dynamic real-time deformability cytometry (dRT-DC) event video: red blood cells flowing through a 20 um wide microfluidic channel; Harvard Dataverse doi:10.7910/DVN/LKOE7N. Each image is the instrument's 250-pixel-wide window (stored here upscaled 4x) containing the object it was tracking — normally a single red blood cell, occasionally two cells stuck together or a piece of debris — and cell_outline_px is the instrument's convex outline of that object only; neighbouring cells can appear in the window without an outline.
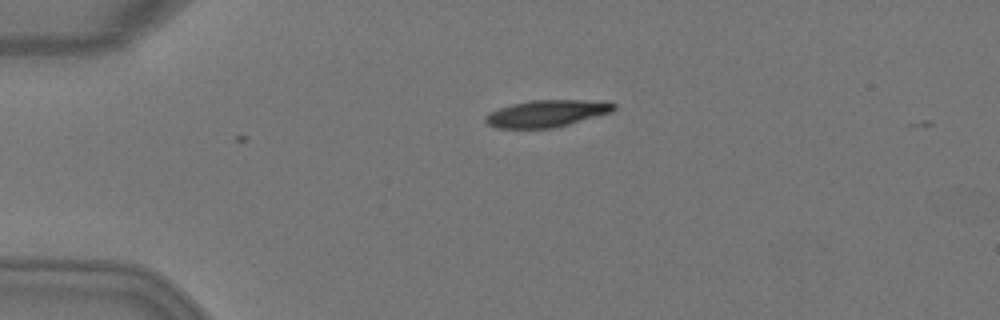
{"species": "Egyptian fruit bat (a non-hibernating species)", "species_latin": "Rousettus aegyptiacus", "temperature_condition": "warm", "stored_images_in_passage": 6, "camera_frame_rate_fps": 3000, "um_per_image_px": 0.085, "animal": {"sex": "female"}, "frame": {"image": 1, "passage_image": 3, "time_ms": 0.667, "image_size_px": [1000, 320], "cell_outline_px": [[616, 108], [612, 112], [556, 128], [496, 128], [488, 124], [484, 120], [484, 116], [488, 112], [512, 104], [532, 100], [584, 100], [616, 104]], "centroid_in_image_um": [46.44, 9.66], "position_along_channel_um": 38.6, "area_um2": 20.11}}